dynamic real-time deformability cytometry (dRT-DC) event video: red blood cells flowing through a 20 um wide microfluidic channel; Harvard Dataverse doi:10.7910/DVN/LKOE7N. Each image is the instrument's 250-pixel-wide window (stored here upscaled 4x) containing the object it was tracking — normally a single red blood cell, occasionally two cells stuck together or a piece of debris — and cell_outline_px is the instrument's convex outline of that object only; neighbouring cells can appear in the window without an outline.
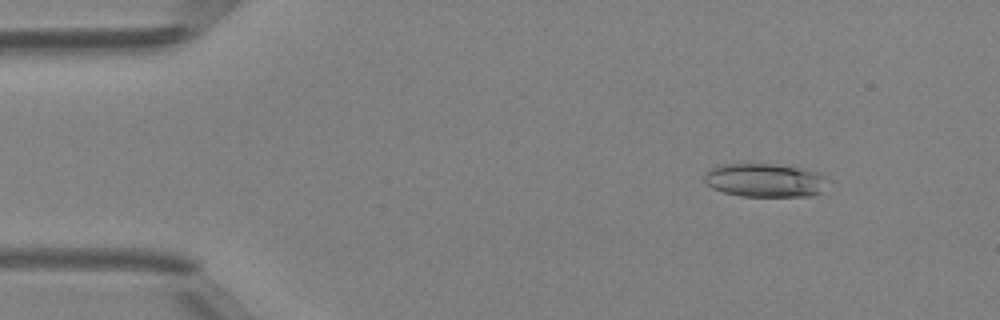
{"species": "Egyptian fruit bat (a non-hibernating species)", "species_latin": "Rousettus aegyptiacus", "temperature_condition": "room temperature", "stored_images_in_passage": 47, "camera_frame_rate_fps": 3000, "um_per_image_px": 0.085, "animal": {"sex": "female"}, "frame": {"image": 1, "passage_image": 5, "time_ms": 1.333, "image_size_px": [1000, 320], "cell_outline_px": [[824, 176], [820, 192], [812, 196], [740, 196], [724, 192], [712, 188], [704, 184], [704, 172], [708, 168], [716, 164], [780, 164], [804, 168]], "centroid_in_image_um": [64.88, 15.3], "position_along_channel_um": 20.1, "area_um2": 24.16}}
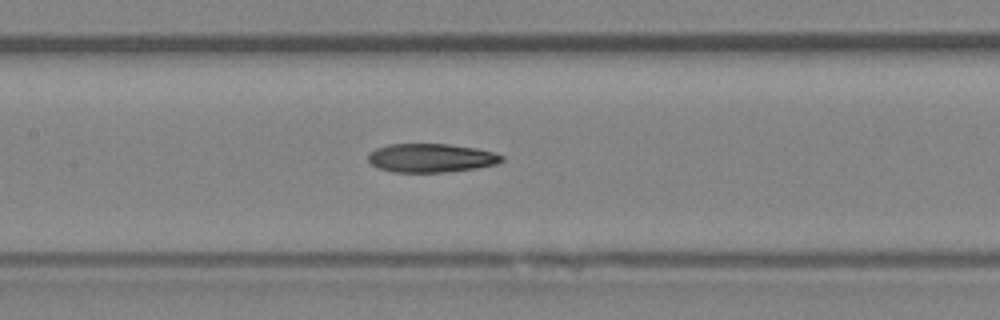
{"frame": {"image": 2, "passage_image": 22, "time_ms": 7.0, "image_size_px": [1000, 320], "cell_outline_px": [[504, 160], [496, 164], [476, 168], [444, 172], [392, 172], [380, 168], [372, 164], [368, 160], [368, 152], [376, 148], [388, 144], [448, 144], [476, 148], [492, 152], [504, 156]], "centroid_in_image_um": [36.62, 13.42], "position_along_channel_um": 170.8, "area_um2": 22.31}}
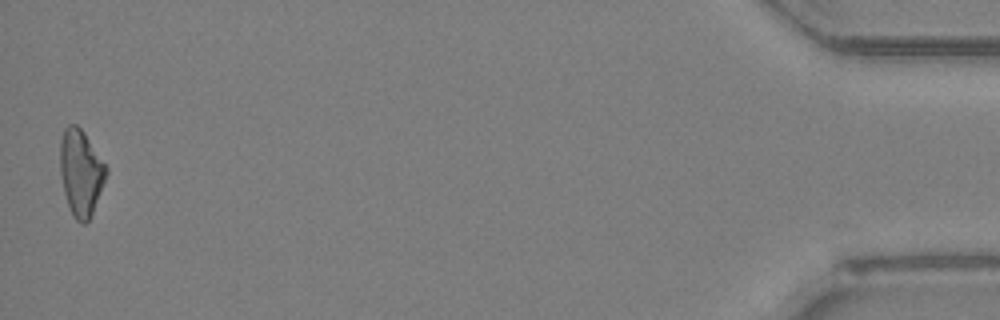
{"frame": {"image": 3, "passage_image": 47, "time_ms": 15.333, "image_size_px": [1000, 320], "cell_outline_px": [[108, 172], [92, 212], [88, 220], [84, 224], [80, 224], [72, 216], [64, 192], [60, 176], [60, 140], [64, 128], [68, 124], [76, 124], [84, 132], [108, 168]], "centroid_in_image_um": [6.85, 14.65], "position_along_channel_um": 428.3, "area_um2": 23.06}}